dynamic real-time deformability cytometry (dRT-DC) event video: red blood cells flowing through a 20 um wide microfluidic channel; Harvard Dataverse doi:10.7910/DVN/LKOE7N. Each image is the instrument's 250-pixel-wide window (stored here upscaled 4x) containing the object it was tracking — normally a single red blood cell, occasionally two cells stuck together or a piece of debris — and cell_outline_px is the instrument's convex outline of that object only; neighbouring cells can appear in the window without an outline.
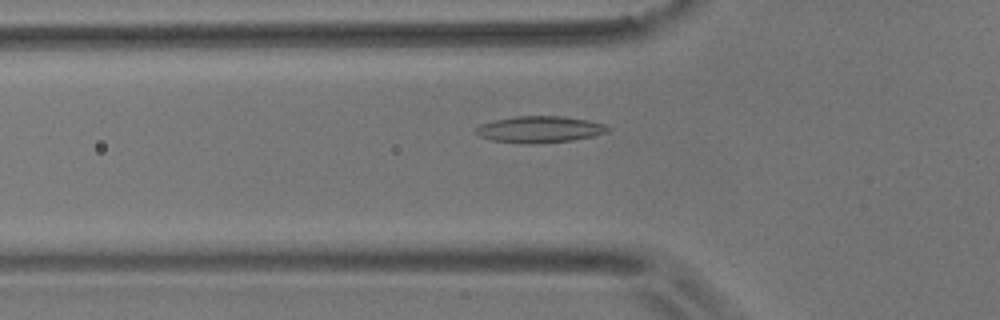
{"species": "common noctule bat (a hibernating species)", "species_latin": "Nyctalus noctula", "temperature_condition": "room temperature", "stored_images_in_passage": 22, "camera_frame_rate_fps": 3000, "um_per_image_px": 0.085, "animal": {"sex": "male", "body_mass_g": 17.9}, "frame": {"image": 1, "passage_image": 6, "time_ms": 1.667, "image_size_px": [1000, 320], "cell_outline_px": [[612, 128], [608, 132], [592, 136], [572, 140], [532, 144], [528, 144], [492, 140], [480, 136], [472, 132], [480, 124], [492, 120], [516, 116], [564, 116], [588, 120], [604, 124]], "centroid_in_image_um": [45.85, 10.99], "position_along_channel_um": 79.9, "area_um2": 20.52}}
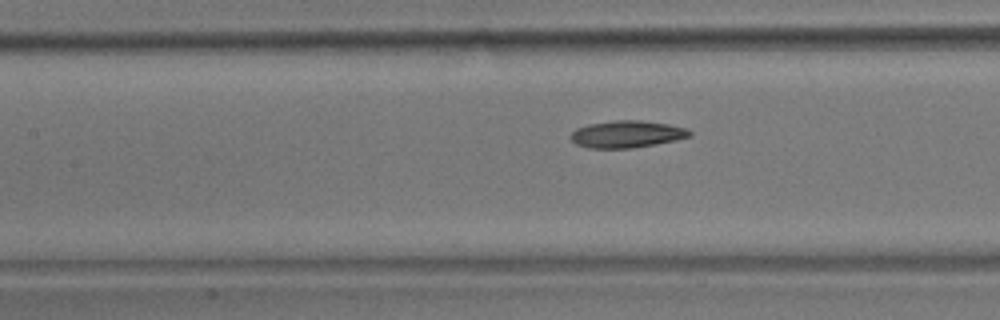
{"frame": {"image": 2, "passage_image": 12, "time_ms": 3.667, "image_size_px": [1000, 320], "cell_outline_px": [[692, 136], [676, 140], [656, 144], [632, 148], [588, 148], [576, 144], [568, 136], [576, 128], [588, 124], [616, 120], [640, 120], [668, 124], [688, 128], [692, 132]], "centroid_in_image_um": [53.29, 11.4], "position_along_channel_um": 154.1, "area_um2": 18.9}}
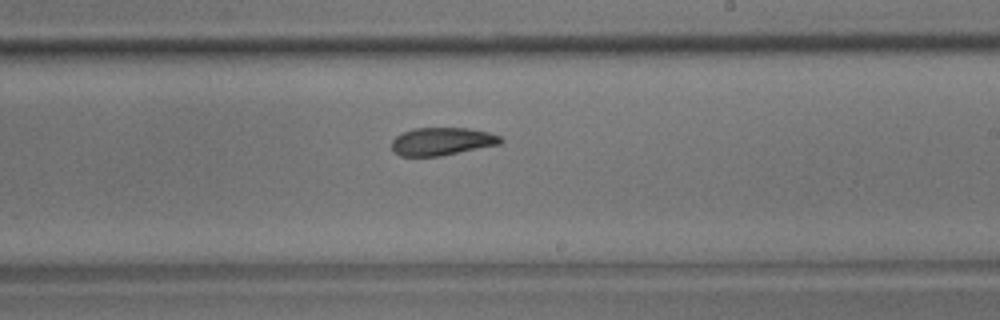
{"frame": {"image": 3, "passage_image": 20, "time_ms": 6.333, "image_size_px": [1000, 320], "cell_outline_px": [[504, 140], [500, 144], [440, 156], [400, 156], [392, 152], [392, 140], [396, 136], [404, 132], [416, 128], [468, 128], [488, 132], [500, 136]], "centroid_in_image_um": [37.55, 12.02], "position_along_channel_um": 251.4, "area_um2": 17.63}}